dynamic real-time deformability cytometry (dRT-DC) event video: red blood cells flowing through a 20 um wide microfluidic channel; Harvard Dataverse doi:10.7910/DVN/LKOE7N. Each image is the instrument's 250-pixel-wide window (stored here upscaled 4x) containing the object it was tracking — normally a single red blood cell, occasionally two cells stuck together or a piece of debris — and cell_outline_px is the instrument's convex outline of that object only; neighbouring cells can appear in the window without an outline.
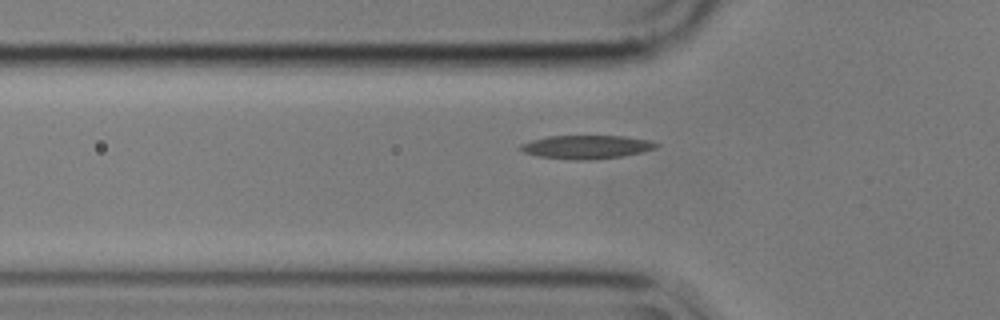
{"species": "common noctule bat (a hibernating species)", "species_latin": "Nyctalus noctula", "temperature_condition": "cold", "stored_images_in_passage": 35, "camera_frame_rate_fps": 3000, "um_per_image_px": 0.085, "animal": {"sex": "male", "body_mass_g": 17.9}, "frame": {"image": 1, "passage_image": 4, "time_ms": 1.0, "image_size_px": [1000, 320], "cell_outline_px": [[660, 144], [656, 148], [640, 152], [620, 156], [592, 160], [576, 160], [540, 156], [524, 152], [520, 148], [520, 144], [532, 140], [548, 136], [624, 136], [652, 140]], "centroid_in_image_um": [49.89, 12.48], "position_along_channel_um": 75.9, "area_um2": 18.44}}
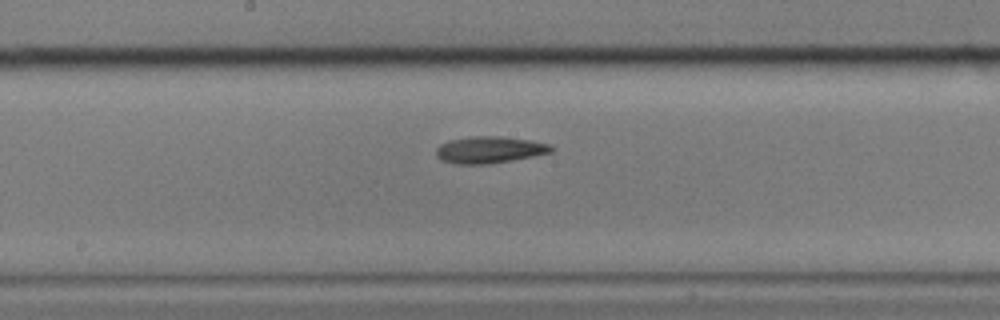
{"frame": {"image": 2, "passage_image": 15, "time_ms": 4.667, "image_size_px": [1000, 320], "cell_outline_px": [[556, 148], [552, 152], [512, 160], [488, 164], [456, 164], [440, 160], [436, 156], [436, 148], [440, 144], [452, 140], [468, 136], [500, 136], [532, 140], [548, 144]], "centroid_in_image_um": [41.6, 12.73], "position_along_channel_um": 206.6, "area_um2": 18.03}}
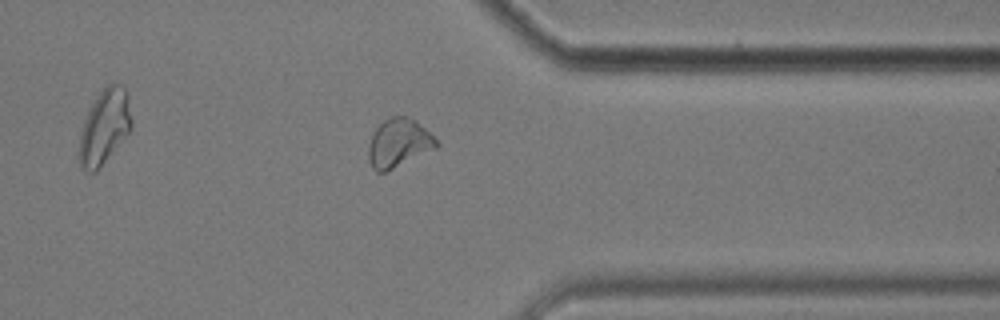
{"frame": {"image": 3, "passage_image": 30, "time_ms": 9.667, "image_size_px": [1000, 320], "cell_outline_px": [[440, 144], [436, 148], [384, 172], [376, 172], [372, 168], [368, 160], [368, 144], [372, 132], [384, 120], [392, 116], [408, 116], [416, 120]], "centroid_in_image_um": [33.85, 12.15], "position_along_channel_um": 377.6, "area_um2": 19.07}}